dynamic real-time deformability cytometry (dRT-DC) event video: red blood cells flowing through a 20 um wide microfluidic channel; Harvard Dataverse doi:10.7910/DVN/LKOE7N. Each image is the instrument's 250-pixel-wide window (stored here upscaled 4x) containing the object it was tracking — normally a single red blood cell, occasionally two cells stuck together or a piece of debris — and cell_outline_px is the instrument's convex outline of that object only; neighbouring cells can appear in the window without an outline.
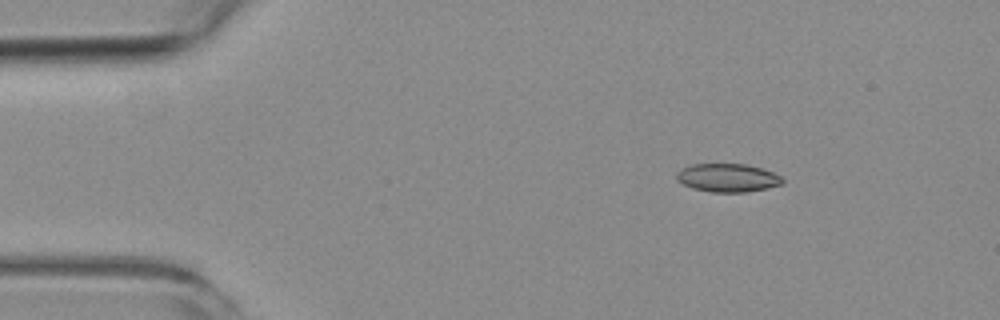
{"species": "common noctule bat (a hibernating species)", "species_latin": "Nyctalus noctula", "temperature_condition": "room temperature", "stored_images_in_passage": 4, "camera_frame_rate_fps": 3000, "um_per_image_px": 0.085, "animal": {"sex": "female", "body_mass_g": 19.3, "forearm_length_mm": 54.1}, "frame": {"image": 1, "passage_image": 1, "time_ms": 0.0, "image_size_px": [1000, 320], "cell_outline_px": [[784, 184], [768, 188], [744, 192], [712, 192], [692, 188], [676, 180], [676, 172], [680, 168], [692, 164], [748, 164], [764, 168], [780, 176], [784, 180]], "centroid_in_image_um": [61.85, 15.1], "position_along_channel_um": 23.1, "area_um2": 17.69}}
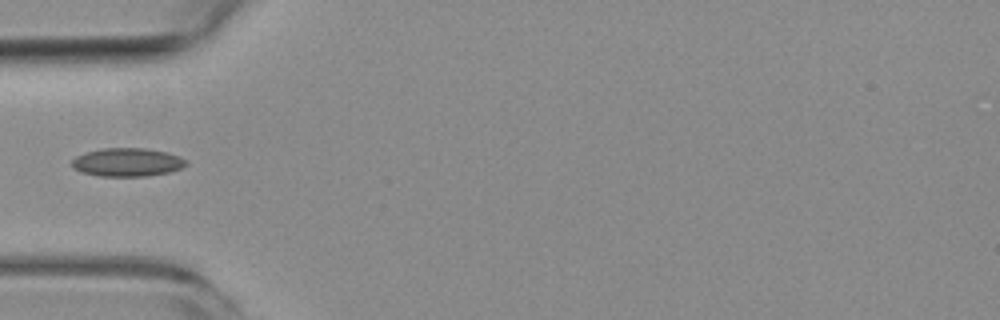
{"frame": {"image": 2, "passage_image": 4, "time_ms": 3.333, "image_size_px": [1000, 320], "cell_outline_px": [[188, 164], [180, 168], [168, 172], [148, 176], [100, 176], [80, 172], [72, 168], [72, 160], [76, 156], [88, 152], [104, 148], [144, 148], [164, 152], [180, 156], [188, 160]], "centroid_in_image_um": [10.82, 13.8], "position_along_channel_um": 74.2, "area_um2": 18.84}}